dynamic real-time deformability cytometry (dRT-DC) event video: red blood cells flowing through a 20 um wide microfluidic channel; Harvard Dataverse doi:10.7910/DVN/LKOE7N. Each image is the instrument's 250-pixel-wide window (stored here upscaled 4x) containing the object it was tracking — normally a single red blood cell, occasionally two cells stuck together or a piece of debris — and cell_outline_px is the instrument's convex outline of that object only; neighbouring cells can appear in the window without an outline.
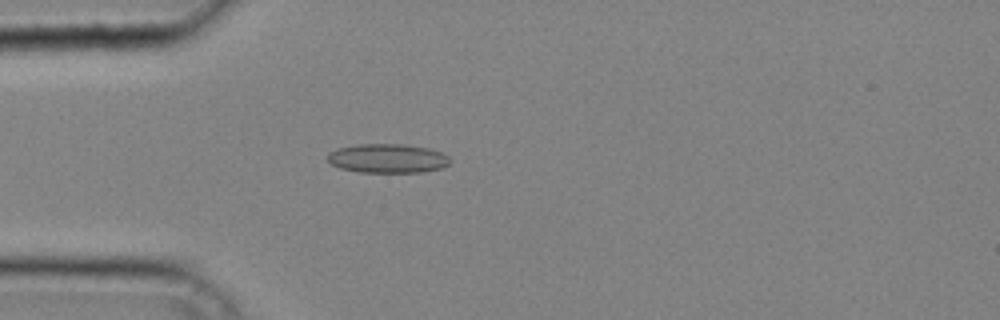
{"species": "common noctule bat (a hibernating species)", "species_latin": "Nyctalus noctula", "temperature_condition": "cold", "stored_images_in_passage": 38, "camera_frame_rate_fps": 3000, "um_per_image_px": 0.085, "animal": {"sex": "male", "body_mass_g": 20.4}, "frame": {"image": 1, "passage_image": 9, "time_ms": 2.667, "image_size_px": [1000, 320], "cell_outline_px": [[448, 164], [444, 168], [424, 172], [356, 172], [340, 168], [332, 164], [328, 160], [328, 152], [336, 148], [356, 144], [404, 144], [428, 148], [440, 152], [448, 156]], "centroid_in_image_um": [32.92, 13.46], "position_along_channel_um": 52.1, "area_um2": 20.87}}
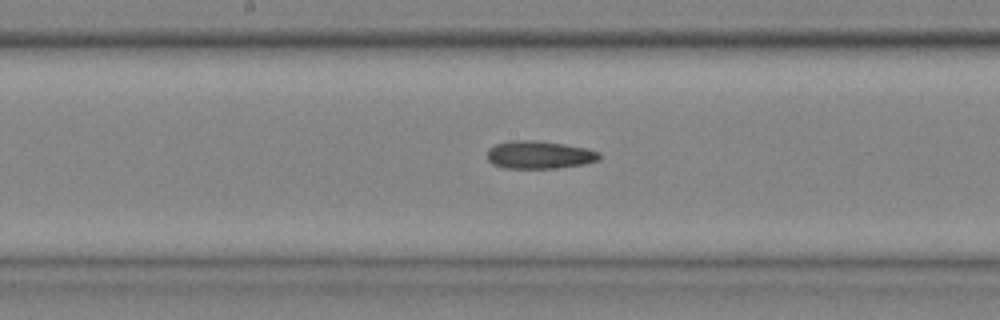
{"frame": {"image": 2, "passage_image": 19, "time_ms": 6.0, "image_size_px": [1000, 320], "cell_outline_px": [[600, 160], [584, 164], [556, 168], [504, 168], [492, 164], [488, 160], [488, 148], [496, 144], [508, 140], [536, 140], [564, 144], [588, 148], [600, 152]], "centroid_in_image_um": [45.84, 13.15], "position_along_channel_um": 202.4, "area_um2": 18.38}}
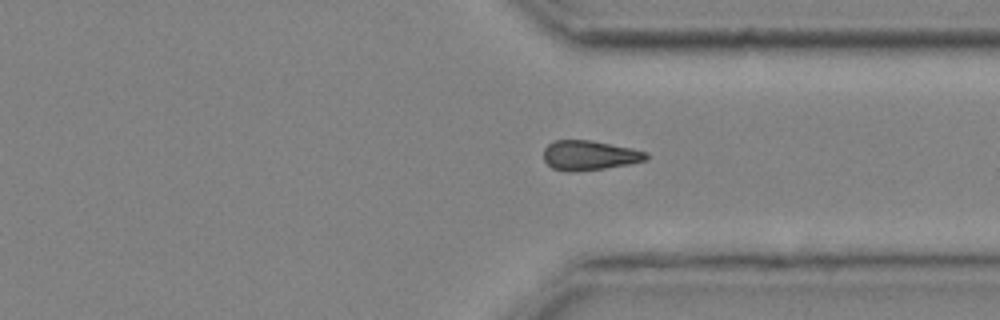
{"frame": {"image": 3, "passage_image": 29, "time_ms": 9.333, "image_size_px": [1000, 320], "cell_outline_px": [[648, 160], [628, 164], [604, 168], [572, 172], [564, 172], [552, 168], [544, 160], [544, 148], [552, 140], [592, 140], [632, 148], [648, 152]], "centroid_in_image_um": [50.09, 13.2], "position_along_channel_um": 361.3, "area_um2": 17.92}}